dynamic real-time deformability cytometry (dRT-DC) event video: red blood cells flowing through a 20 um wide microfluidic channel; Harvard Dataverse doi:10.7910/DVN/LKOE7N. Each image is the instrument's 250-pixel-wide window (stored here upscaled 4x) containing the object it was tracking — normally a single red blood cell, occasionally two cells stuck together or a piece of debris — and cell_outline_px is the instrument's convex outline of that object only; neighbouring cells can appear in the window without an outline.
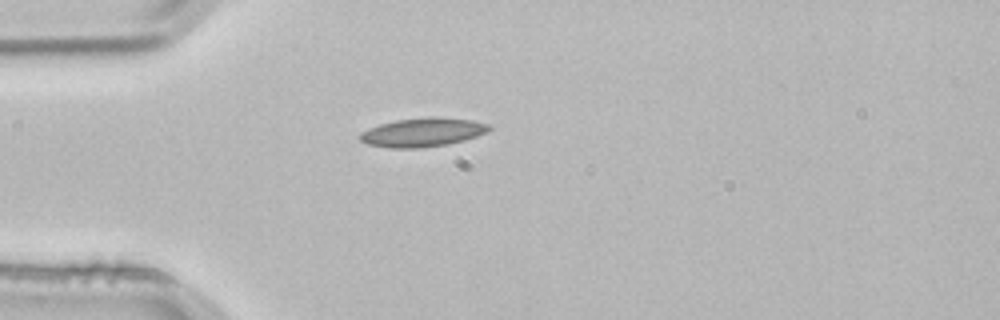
{"species": "common noctule bat (a hibernating species)", "species_latin": "Nyctalus noctula", "temperature_condition": "room temperature", "stored_images_in_passage": 1, "camera_frame_rate_fps": 3000, "um_per_image_px": 0.085, "animal": {"sex": "male", "body_mass_g": 21.5, "forearm_length_mm": 52.0}, "frame": {"image": 1, "passage_image": 1, "time_ms": 0.0, "image_size_px": [1000, 320], "cell_outline_px": [[492, 128], [488, 132], [464, 140], [448, 144], [420, 148], [388, 148], [368, 144], [360, 140], [360, 132], [368, 128], [380, 124], [396, 120], [428, 116], [472, 120], [488, 124]], "centroid_in_image_um": [35.92, 11.24], "position_along_channel_um": 49.1, "area_um2": 21.73}}